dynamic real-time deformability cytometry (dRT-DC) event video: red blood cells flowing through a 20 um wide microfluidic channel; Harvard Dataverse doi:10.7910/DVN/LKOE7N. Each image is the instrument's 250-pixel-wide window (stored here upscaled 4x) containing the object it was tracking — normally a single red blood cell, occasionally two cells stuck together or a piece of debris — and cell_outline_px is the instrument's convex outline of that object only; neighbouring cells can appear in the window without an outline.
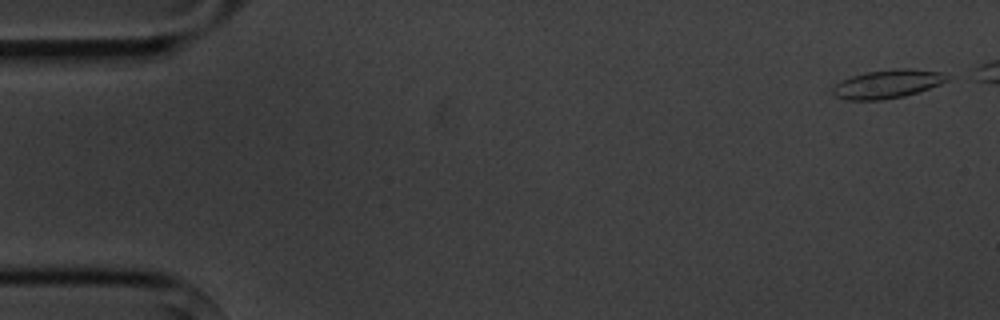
{"species": "common noctule bat (a hibernating species)", "species_latin": "Nyctalus noctula", "temperature_condition": "cold", "stored_images_in_passage": 6, "camera_frame_rate_fps": 3000, "um_per_image_px": 0.085, "animal": {"sex": "male", "body_mass_g": 20.1, "forearm_length_mm": 53.5}, "frame": {"image": 1, "passage_image": 1, "time_ms": 0.0, "image_size_px": [1000, 320], "cell_outline_px": [[948, 80], [940, 84], [904, 96], [884, 100], [844, 100], [836, 96], [832, 92], [832, 84], [840, 80], [864, 72], [896, 68], [908, 68], [940, 72], [948, 76]], "centroid_in_image_um": [75.36, 7.14], "position_along_channel_um": 9.6, "area_um2": 19.13}}
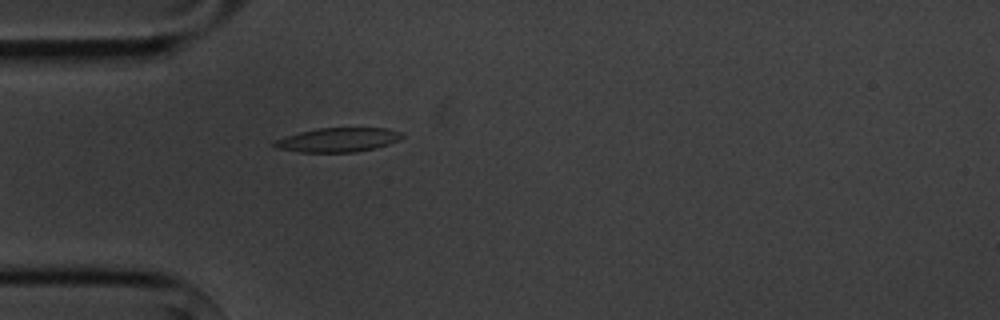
{"frame": {"image": 2, "passage_image": 6, "time_ms": 6.667, "image_size_px": [1000, 320], "cell_outline_px": [[404, 136], [400, 140], [376, 148], [356, 152], [300, 152], [276, 148], [272, 144], [272, 140], [300, 132], [316, 128], [388, 128], [400, 132]], "centroid_in_image_um": [28.72, 11.89], "position_along_channel_um": 56.3, "area_um2": 18.09}}